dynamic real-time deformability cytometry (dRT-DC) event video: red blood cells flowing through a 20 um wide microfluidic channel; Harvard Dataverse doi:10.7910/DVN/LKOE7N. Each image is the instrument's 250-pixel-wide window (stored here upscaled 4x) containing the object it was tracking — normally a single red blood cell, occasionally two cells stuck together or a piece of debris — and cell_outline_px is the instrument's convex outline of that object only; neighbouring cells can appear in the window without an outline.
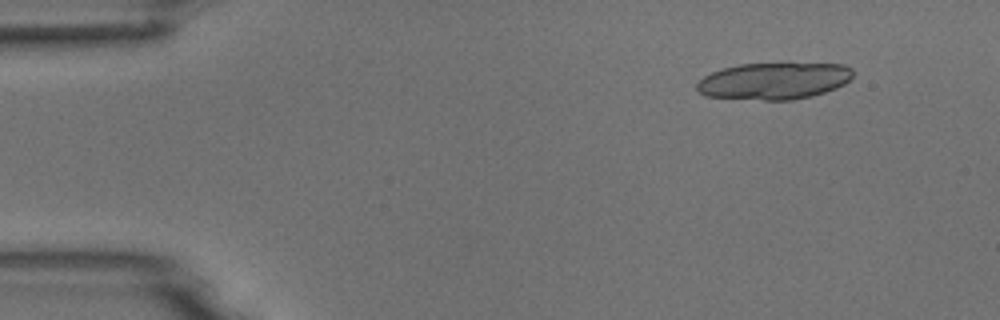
{"species": "common noctule bat (a hibernating species)", "species_latin": "Nyctalus noctula", "temperature_condition": "room temperature", "stored_images_in_passage": 2, "camera_frame_rate_fps": 3000, "um_per_image_px": 0.085, "animal": {"sex": "male", "body_mass_g": 18.8}, "frame": {"image": 1, "passage_image": 2, "time_ms": 1.333, "image_size_px": [1000, 320], "cell_outline_px": [[852, 76], [844, 84], [836, 88], [812, 96], [792, 100], [764, 100], [704, 96], [696, 88], [696, 84], [704, 76], [720, 68], [740, 64], [844, 64], [852, 68]], "centroid_in_image_um": [65.76, 6.88], "position_along_channel_um": 19.2, "area_um2": 33.35}}